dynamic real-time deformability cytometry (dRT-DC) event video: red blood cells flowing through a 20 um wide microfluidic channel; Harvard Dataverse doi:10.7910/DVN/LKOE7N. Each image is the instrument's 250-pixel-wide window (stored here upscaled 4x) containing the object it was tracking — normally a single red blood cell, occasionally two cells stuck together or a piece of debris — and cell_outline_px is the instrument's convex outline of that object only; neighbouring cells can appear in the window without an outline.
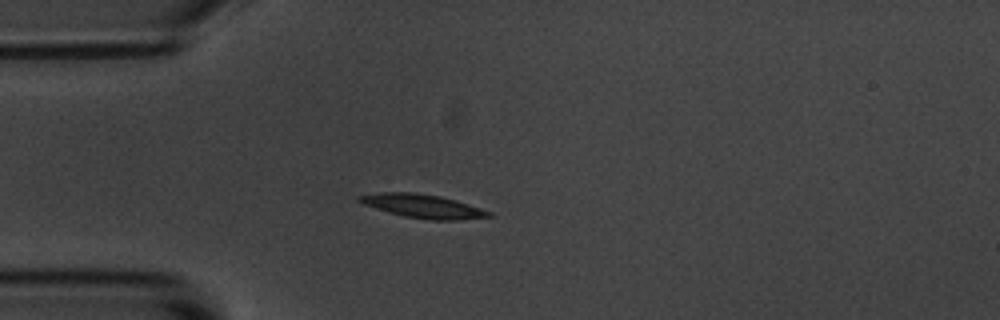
{"species": "common noctule bat (a hibernating species)", "species_latin": "Nyctalus noctula", "temperature_condition": "room temperature", "stored_images_in_passage": 3, "camera_frame_rate_fps": 3000, "um_per_image_px": 0.085, "animal": {"sex": "male", "body_mass_g": 20.1, "forearm_length_mm": 53.5}, "frame": {"image": 1, "passage_image": 3, "time_ms": 2.333, "image_size_px": [1000, 320], "cell_outline_px": [[496, 216], [460, 220], [428, 220], [404, 216], [388, 212], [364, 204], [356, 200], [356, 196], [380, 192], [416, 192], [440, 196], [456, 200], [492, 212]], "centroid_in_image_um": [35.96, 17.52], "position_along_channel_um": 49.0, "area_um2": 17.98}}